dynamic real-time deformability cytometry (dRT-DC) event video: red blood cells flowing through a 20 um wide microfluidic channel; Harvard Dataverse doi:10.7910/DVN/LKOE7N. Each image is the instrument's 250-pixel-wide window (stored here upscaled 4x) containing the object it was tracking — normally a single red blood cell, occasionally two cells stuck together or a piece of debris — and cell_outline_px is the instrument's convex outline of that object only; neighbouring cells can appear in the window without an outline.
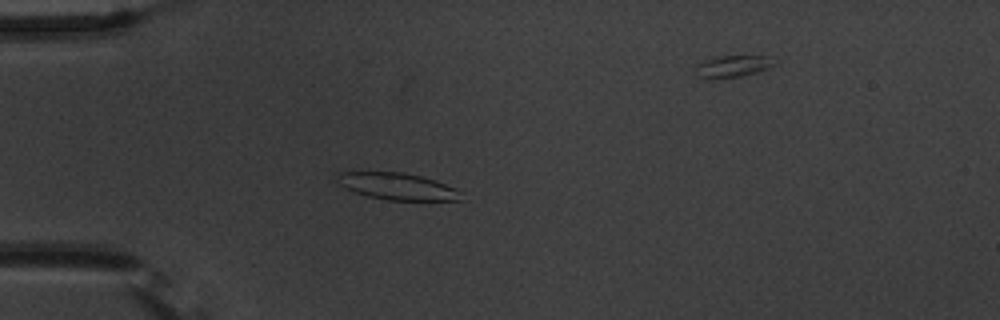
{"species": "common noctule bat (a hibernating species)", "species_latin": "Nyctalus noctula", "temperature_condition": "warm", "stored_images_in_passage": 56, "camera_frame_rate_fps": 3000, "um_per_image_px": 0.085, "animal": {"sex": "male", "body_mass_g": 20.1, "forearm_length_mm": 53.5}, "frame": {"image": 1, "passage_image": 16, "time_ms": 5.0, "image_size_px": [1000, 320], "cell_outline_px": [[464, 192], [460, 200], [388, 200], [368, 196], [356, 192], [340, 184], [336, 180], [336, 172], [404, 172], [420, 176], [456, 188]], "centroid_in_image_um": [33.79, 15.84], "position_along_channel_um": 51.2, "area_um2": 19.19}}
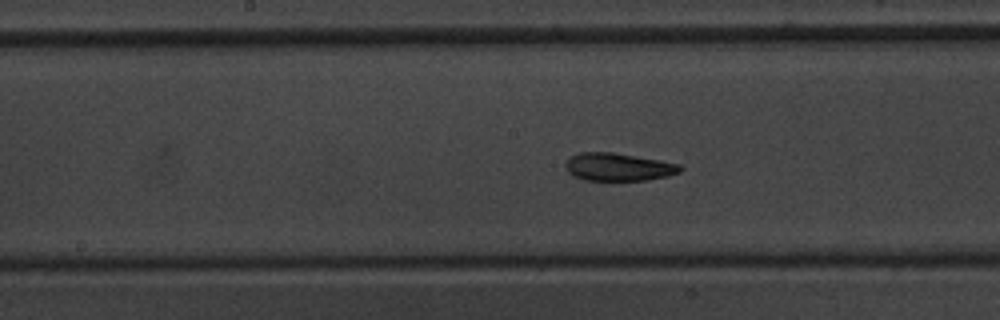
{"frame": {"image": 2, "passage_image": 29, "time_ms": 9.333, "image_size_px": [1000, 320], "cell_outline_px": [[684, 168], [680, 172], [668, 176], [648, 180], [584, 180], [572, 176], [568, 172], [564, 164], [572, 156], [580, 152], [612, 152], [660, 160], [680, 164]], "centroid_in_image_um": [52.57, 14.2], "position_along_channel_um": 195.6, "area_um2": 18.67}}
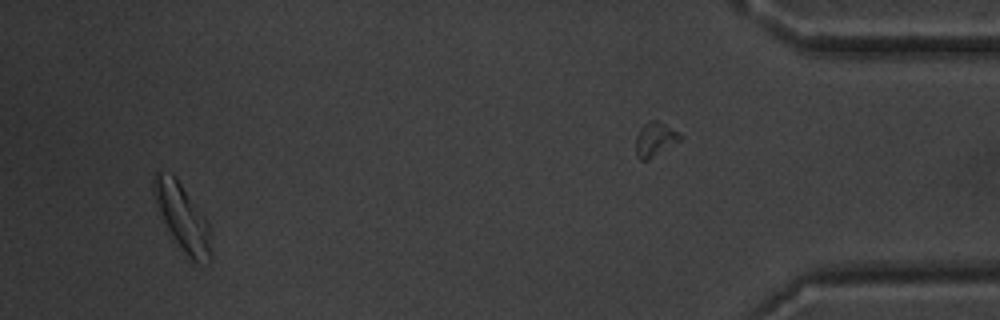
{"frame": {"image": 3, "passage_image": 53, "time_ms": 17.333, "image_size_px": [1000, 320], "cell_outline_px": [[212, 260], [208, 264], [192, 264], [172, 236], [152, 196], [152, 180], [156, 172], [172, 172], [208, 220], [212, 252]], "centroid_in_image_um": [15.53, 18.52], "position_along_channel_um": 419.7, "area_um2": 22.66}, "authors_computed_cell_mechanics": {"area_um2": 19.5653, "velocity_mm_per_s": 3.663, "shape_relaxation_time_tau1_ms": 4.159, "shape_relaxation_time_tau2_ms": 3.5068, "deformation_change_tau1": 0.1239, "deformation_change_tau2": 0.1036}}